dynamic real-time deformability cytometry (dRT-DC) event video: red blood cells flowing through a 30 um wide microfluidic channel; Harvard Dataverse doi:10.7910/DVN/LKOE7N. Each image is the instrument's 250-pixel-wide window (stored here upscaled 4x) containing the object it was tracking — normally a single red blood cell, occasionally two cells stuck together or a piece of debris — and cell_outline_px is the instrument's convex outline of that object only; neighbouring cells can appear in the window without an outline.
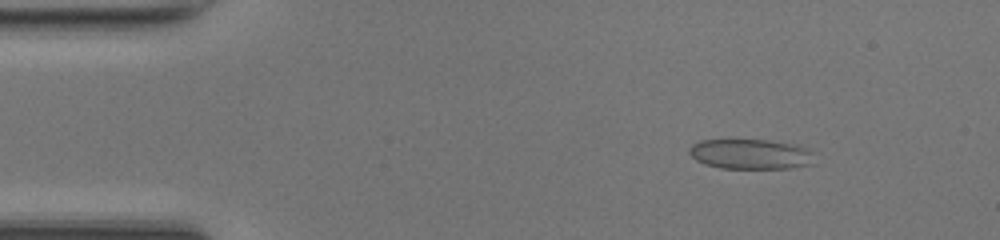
{"species": "common noctule bat (a hibernating species)", "species_latin": "Nyctalus noctula", "temperature_condition": "room temperature", "stored_images_in_passage": 48, "camera_frame_rate_fps": 3000, "um_per_image_px": 0.085, "animal": {"sex": "female", "body_mass_g": 17.0, "forearm_length_mm": 48.0}, "frame": {"image": 1, "passage_image": 6, "time_ms": 1.667, "image_size_px": [1000, 240], "cell_outline_px": [[812, 164], [792, 168], [720, 168], [704, 164], [696, 160], [688, 152], [688, 148], [692, 144], [700, 140], [736, 136], [800, 144], [808, 148], [812, 152]], "centroid_in_image_um": [63.75, 13.03], "position_along_channel_um": 21.3, "area_um2": 23.12}}
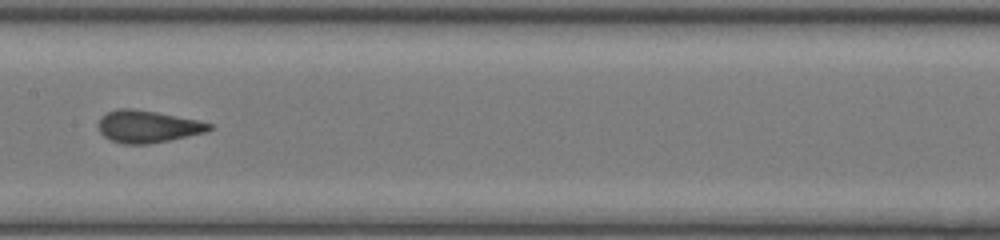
{"frame": {"image": 2, "passage_image": 24, "time_ms": 7.667, "image_size_px": [1000, 240], "cell_outline_px": [[212, 128], [204, 132], [168, 140], [148, 144], [124, 144], [112, 140], [104, 136], [100, 132], [100, 116], [116, 108], [128, 108], [156, 112], [200, 120], [212, 124]], "centroid_in_image_um": [12.55, 10.74], "position_along_channel_um": 194.9, "area_um2": 20.52}}
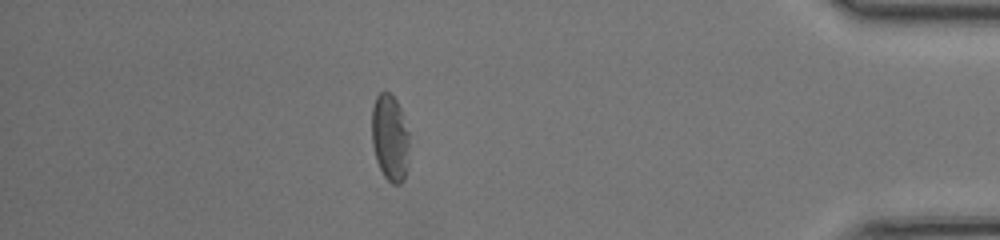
{"frame": {"image": 3, "passage_image": 42, "time_ms": 13.667, "image_size_px": [1000, 240], "cell_outline_px": [[408, 168], [404, 180], [400, 184], [392, 184], [384, 176], [376, 160], [372, 144], [372, 108], [376, 96], [384, 88], [396, 100], [400, 108], [408, 132]], "centroid_in_image_um": [33.14, 11.72], "position_along_channel_um": 402.1, "area_um2": 19.07}, "authors_computed_cell_mechanics": {"area_um2": 20.7213, "velocity_mm_per_s": 4.2437, "shape_relaxation_time_tau1_ms": 4.9472, "shape_relaxation_time_tau2_ms": 0.8452, "deformation_change_tau1": 0.1527, "deformation_change_tau2": 0.0525}}